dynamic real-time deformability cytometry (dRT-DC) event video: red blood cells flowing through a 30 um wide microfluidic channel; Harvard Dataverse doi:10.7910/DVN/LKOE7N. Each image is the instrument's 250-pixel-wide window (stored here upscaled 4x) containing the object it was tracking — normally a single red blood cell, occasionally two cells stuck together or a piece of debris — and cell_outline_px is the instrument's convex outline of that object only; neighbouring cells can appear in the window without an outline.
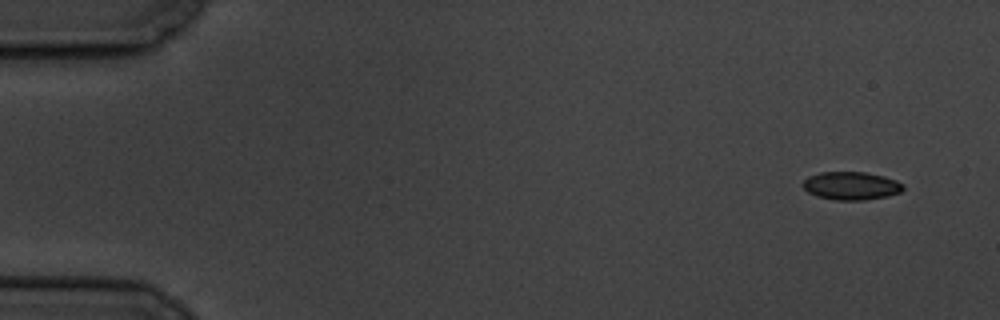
{"species": "common noctule bat (a hibernating species)", "species_latin": "Nyctalus noctula", "temperature_condition": "cold", "stored_images_in_passage": 5, "camera_frame_rate_fps": 3000, "um_per_image_px": 0.085, "animal": {"sex": "male", "body_mass_g": 19.5, "forearm_length_mm": 54.6}, "frame": {"image": 1, "passage_image": 1, "time_ms": 0.0, "image_size_px": [1000, 320], "cell_outline_px": [[904, 188], [900, 192], [888, 196], [864, 200], [836, 200], [816, 196], [808, 192], [800, 184], [808, 176], [820, 172], [864, 172], [884, 176], [896, 180], [904, 184]], "centroid_in_image_um": [72.34, 15.79], "position_along_channel_um": 12.7, "area_um2": 16.53}}
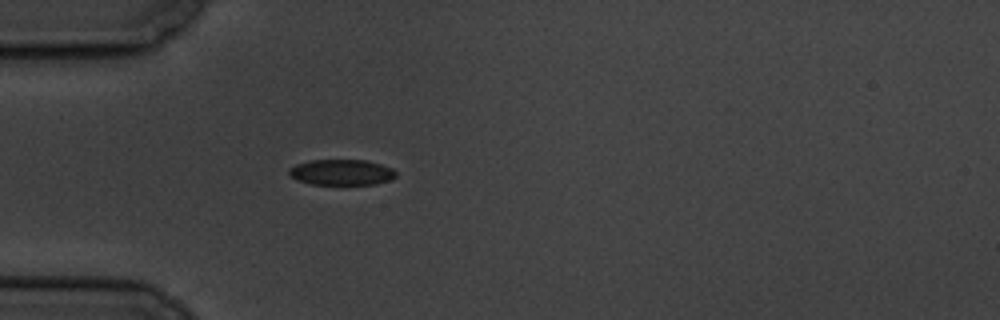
{"frame": {"image": 2, "passage_image": 5, "time_ms": 4.667, "image_size_px": [1000, 320], "cell_outline_px": [[396, 176], [388, 180], [376, 184], [312, 184], [288, 176], [288, 168], [296, 164], [312, 160], [364, 160], [380, 164], [392, 168], [396, 172]], "centroid_in_image_um": [29.01, 14.64], "position_along_channel_um": 56.0, "area_um2": 15.9}}